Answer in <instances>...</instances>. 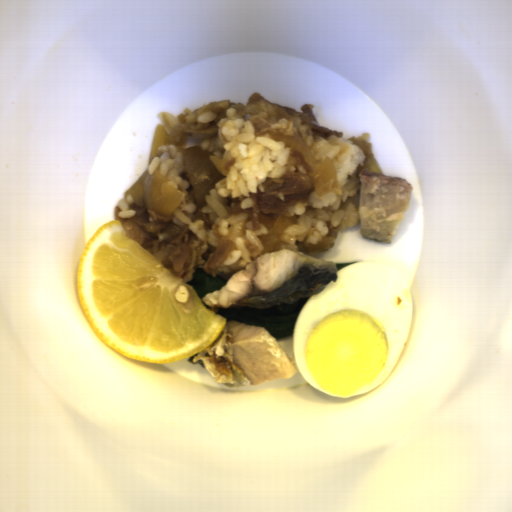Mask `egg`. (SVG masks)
<instances>
[{"label":"egg","mask_w":512,"mask_h":512,"mask_svg":"<svg viewBox=\"0 0 512 512\" xmlns=\"http://www.w3.org/2000/svg\"><path fill=\"white\" fill-rule=\"evenodd\" d=\"M311 295L292 336L299 374L334 397L363 395L393 372L410 335L413 296L400 272L355 262Z\"/></svg>","instance_id":"obj_1"}]
</instances>
